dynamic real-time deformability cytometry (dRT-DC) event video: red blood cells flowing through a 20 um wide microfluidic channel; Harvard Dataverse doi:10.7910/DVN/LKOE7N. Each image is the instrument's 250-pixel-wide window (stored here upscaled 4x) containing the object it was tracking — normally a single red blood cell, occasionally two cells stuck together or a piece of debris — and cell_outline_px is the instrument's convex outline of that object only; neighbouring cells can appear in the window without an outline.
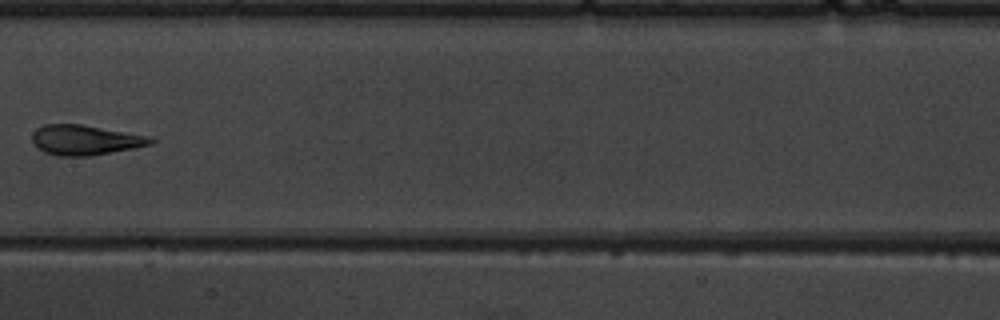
{"species": "common noctule bat (a hibernating species)", "species_latin": "Nyctalus noctula", "temperature_condition": "warm", "stored_images_in_passage": 9, "camera_frame_rate_fps": 3000, "um_per_image_px": 0.085, "animal": {"sex": "male", "body_mass_g": 19.5, "forearm_length_mm": 54.6}, "frame": {"image": 1, "passage_image": 8, "time_ms": 8.333, "image_size_px": [1000, 320], "cell_outline_px": [[156, 140], [152, 144], [132, 148], [88, 156], [56, 156], [44, 152], [32, 140], [32, 132], [36, 128], [44, 124], [80, 124], [148, 136]], "centroid_in_image_um": [7.2, 11.89], "position_along_channel_um": 200.2, "area_um2": 20.46}}
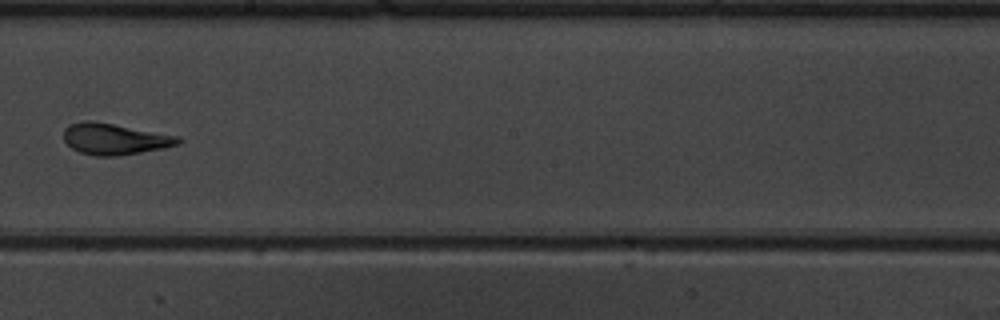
{"frame": {"image": 2, "passage_image": 9, "time_ms": 9.333, "image_size_px": [1000, 320], "cell_outline_px": [[184, 140], [180, 144], [164, 148], [116, 156], [96, 156], [80, 152], [72, 148], [64, 140], [64, 128], [68, 124], [84, 120], [92, 120], [180, 136]], "centroid_in_image_um": [9.76, 11.8], "position_along_channel_um": 238.4, "area_um2": 20.98}}